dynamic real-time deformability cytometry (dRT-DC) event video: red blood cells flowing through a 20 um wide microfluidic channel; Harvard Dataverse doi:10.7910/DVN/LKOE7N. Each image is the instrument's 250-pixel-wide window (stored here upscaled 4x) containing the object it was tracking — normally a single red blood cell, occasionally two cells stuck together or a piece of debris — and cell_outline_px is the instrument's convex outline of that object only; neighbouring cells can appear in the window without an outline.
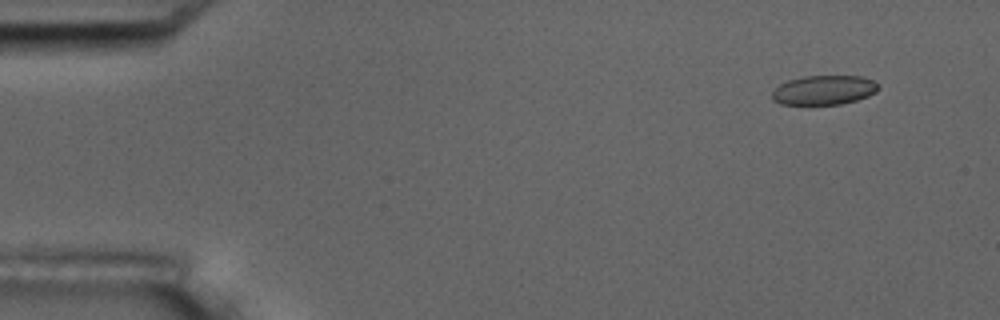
{"species": "common noctule bat (a hibernating species)", "species_latin": "Nyctalus noctula", "temperature_condition": "room temperature", "stored_images_in_passage": 8, "camera_frame_rate_fps": 3000, "um_per_image_px": 0.085, "animal": {"sex": "male", "body_mass_g": 17.5, "forearm_length_mm": 52.3}, "frame": {"image": 1, "passage_image": 2, "time_ms": 1.333, "image_size_px": [1000, 320], "cell_outline_px": [[880, 88], [876, 92], [868, 96], [856, 100], [840, 104], [780, 104], [772, 100], [772, 92], [780, 84], [788, 80], [804, 76], [864, 76], [880, 84]], "centroid_in_image_um": [70.06, 7.65], "position_along_channel_um": 14.9, "area_um2": 18.26}}
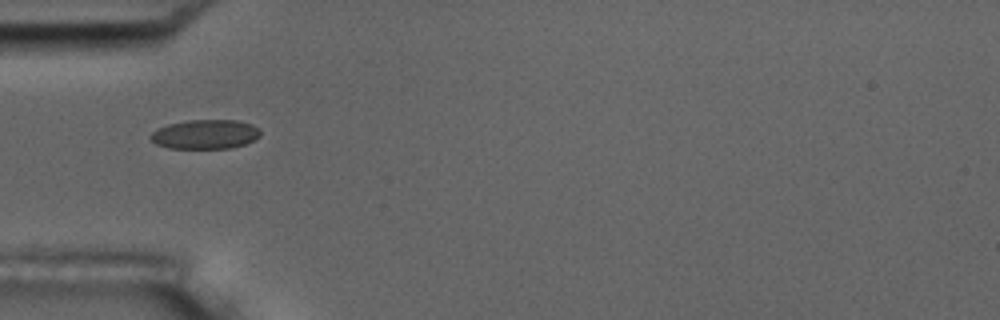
{"frame": {"image": 2, "passage_image": 6, "time_ms": 5.667, "image_size_px": [1000, 320], "cell_outline_px": [[260, 136], [244, 144], [232, 148], [168, 148], [156, 144], [148, 136], [156, 128], [168, 124], [188, 120], [236, 120], [252, 124], [260, 132]], "centroid_in_image_um": [17.4, 11.41], "position_along_channel_um": 67.6, "area_um2": 18.73}}